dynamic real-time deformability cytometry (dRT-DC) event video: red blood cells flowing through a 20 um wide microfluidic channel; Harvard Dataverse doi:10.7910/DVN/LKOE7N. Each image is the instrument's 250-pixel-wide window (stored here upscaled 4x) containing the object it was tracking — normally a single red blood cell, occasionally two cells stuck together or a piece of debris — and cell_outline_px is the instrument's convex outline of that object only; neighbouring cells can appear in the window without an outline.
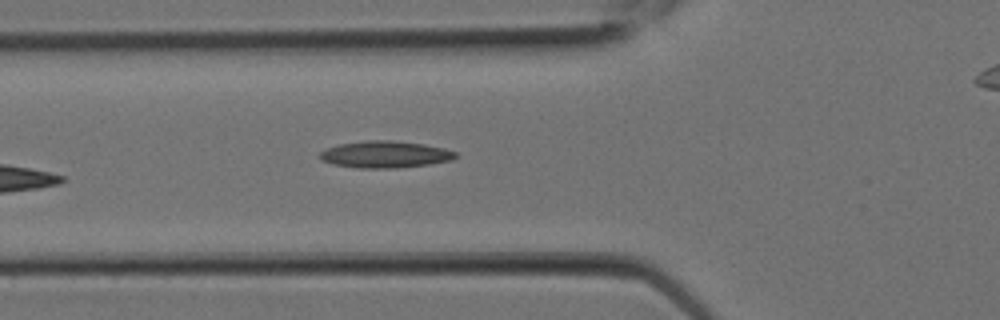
{"species": "Egyptian fruit bat (a non-hibernating species)", "species_latin": "Rousettus aegyptiacus", "temperature_condition": "room temperature", "stored_images_in_passage": 9, "camera_frame_rate_fps": 3000, "um_per_image_px": 0.085, "animal": {"sex": "female"}, "frame": {"image": 1, "passage_image": 9, "time_ms": 2.667, "image_size_px": [1000, 320], "cell_outline_px": [[456, 156], [452, 160], [428, 164], [396, 168], [356, 168], [332, 164], [320, 160], [320, 152], [328, 148], [340, 144], [364, 140], [392, 140], [424, 144], [444, 148], [456, 152]], "centroid_in_image_um": [32.72, 13.12], "position_along_channel_um": 93.1, "area_um2": 21.21}}